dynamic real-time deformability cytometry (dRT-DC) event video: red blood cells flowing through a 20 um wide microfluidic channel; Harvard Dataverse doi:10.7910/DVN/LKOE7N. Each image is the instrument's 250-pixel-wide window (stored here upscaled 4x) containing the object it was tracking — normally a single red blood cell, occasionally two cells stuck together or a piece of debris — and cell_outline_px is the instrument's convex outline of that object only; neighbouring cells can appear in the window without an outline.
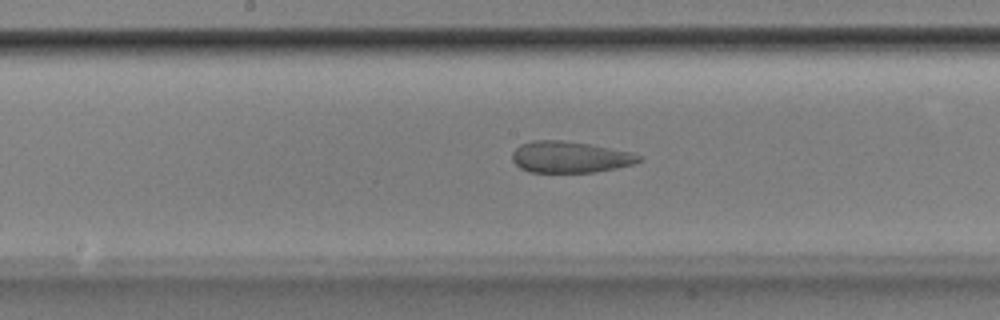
{"species": "Egyptian fruit bat (a non-hibernating species)", "species_latin": "Rousettus aegyptiacus", "temperature_condition": "room temperature", "stored_images_in_passage": 52, "camera_frame_rate_fps": 3000, "um_per_image_px": 0.085, "animal": {"sex": "male"}, "frame": {"image": 1, "passage_image": 27, "time_ms": 8.667, "image_size_px": [1000, 320], "cell_outline_px": [[644, 160], [632, 164], [616, 168], [596, 172], [528, 172], [520, 168], [512, 160], [512, 152], [520, 144], [532, 140], [564, 140], [592, 144], [632, 152], [640, 156]], "centroid_in_image_um": [48.44, 13.34], "position_along_channel_um": 199.8, "area_um2": 23.41}}
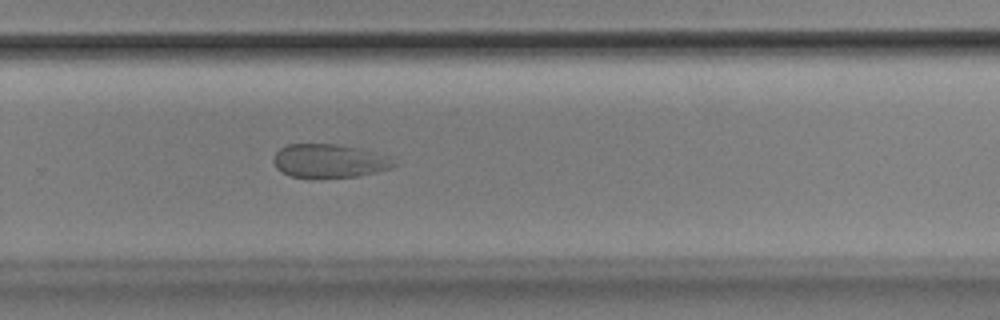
{"frame": {"image": 2, "passage_image": 35, "time_ms": 11.333, "image_size_px": [1000, 320], "cell_outline_px": [[400, 164], [392, 168], [376, 172], [356, 176], [288, 176], [276, 168], [272, 160], [276, 152], [280, 148], [288, 144], [336, 144], [360, 148], [388, 156]], "centroid_in_image_um": [28.01, 13.65], "position_along_channel_um": 301.8, "area_um2": 23.35}}
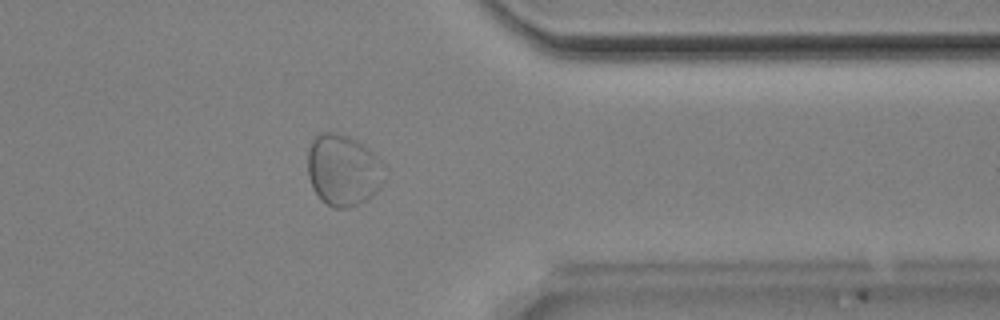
{"frame": {"image": 3, "passage_image": 42, "time_ms": 13.667, "image_size_px": [1000, 320], "cell_outline_px": [[384, 180], [380, 188], [372, 196], [348, 208], [332, 208], [312, 188], [308, 176], [308, 152], [312, 140], [316, 132], [336, 132], [348, 136], [364, 144], [384, 164]], "centroid_in_image_um": [29.17, 14.43], "position_along_channel_um": 382.2, "area_um2": 32.08}}